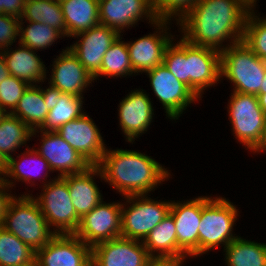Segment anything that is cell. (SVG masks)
<instances>
[{"label": "cell", "mask_w": 266, "mask_h": 266, "mask_svg": "<svg viewBox=\"0 0 266 266\" xmlns=\"http://www.w3.org/2000/svg\"><path fill=\"white\" fill-rule=\"evenodd\" d=\"M251 9L244 0H199L177 25L189 43L221 52L225 40L230 46L242 41Z\"/></svg>", "instance_id": "obj_1"}, {"label": "cell", "mask_w": 266, "mask_h": 266, "mask_svg": "<svg viewBox=\"0 0 266 266\" xmlns=\"http://www.w3.org/2000/svg\"><path fill=\"white\" fill-rule=\"evenodd\" d=\"M101 179L113 185L122 196L151 192L170 177V173L150 156L131 150L106 149L96 165Z\"/></svg>", "instance_id": "obj_2"}, {"label": "cell", "mask_w": 266, "mask_h": 266, "mask_svg": "<svg viewBox=\"0 0 266 266\" xmlns=\"http://www.w3.org/2000/svg\"><path fill=\"white\" fill-rule=\"evenodd\" d=\"M1 226L35 251L43 248L56 235L50 230L35 197L29 194L14 196Z\"/></svg>", "instance_id": "obj_3"}, {"label": "cell", "mask_w": 266, "mask_h": 266, "mask_svg": "<svg viewBox=\"0 0 266 266\" xmlns=\"http://www.w3.org/2000/svg\"><path fill=\"white\" fill-rule=\"evenodd\" d=\"M220 77L233 83V91L258 95L266 74V61L259 58L244 42L227 45L220 52Z\"/></svg>", "instance_id": "obj_4"}, {"label": "cell", "mask_w": 266, "mask_h": 266, "mask_svg": "<svg viewBox=\"0 0 266 266\" xmlns=\"http://www.w3.org/2000/svg\"><path fill=\"white\" fill-rule=\"evenodd\" d=\"M238 209L223 197H202V215L198 227V256L220 246L225 247L238 236L233 235Z\"/></svg>", "instance_id": "obj_5"}, {"label": "cell", "mask_w": 266, "mask_h": 266, "mask_svg": "<svg viewBox=\"0 0 266 266\" xmlns=\"http://www.w3.org/2000/svg\"><path fill=\"white\" fill-rule=\"evenodd\" d=\"M228 114L236 139L253 152L265 151L266 116L256 95L233 91Z\"/></svg>", "instance_id": "obj_6"}, {"label": "cell", "mask_w": 266, "mask_h": 266, "mask_svg": "<svg viewBox=\"0 0 266 266\" xmlns=\"http://www.w3.org/2000/svg\"><path fill=\"white\" fill-rule=\"evenodd\" d=\"M43 193L35 200L46 218L47 224L56 234H74L81 218L77 215L69 195V188L63 177L55 176L43 182Z\"/></svg>", "instance_id": "obj_7"}, {"label": "cell", "mask_w": 266, "mask_h": 266, "mask_svg": "<svg viewBox=\"0 0 266 266\" xmlns=\"http://www.w3.org/2000/svg\"><path fill=\"white\" fill-rule=\"evenodd\" d=\"M130 206L121 209V237L144 241L169 213L171 202L151 199L146 194L124 196ZM132 203V204H131Z\"/></svg>", "instance_id": "obj_8"}, {"label": "cell", "mask_w": 266, "mask_h": 266, "mask_svg": "<svg viewBox=\"0 0 266 266\" xmlns=\"http://www.w3.org/2000/svg\"><path fill=\"white\" fill-rule=\"evenodd\" d=\"M121 209V202L101 201L81 218L74 234L91 248L100 242L121 237Z\"/></svg>", "instance_id": "obj_9"}, {"label": "cell", "mask_w": 266, "mask_h": 266, "mask_svg": "<svg viewBox=\"0 0 266 266\" xmlns=\"http://www.w3.org/2000/svg\"><path fill=\"white\" fill-rule=\"evenodd\" d=\"M150 78L155 96L164 106L166 116L177 120L189 104L199 97L184 83L179 81L164 64L146 72Z\"/></svg>", "instance_id": "obj_10"}, {"label": "cell", "mask_w": 266, "mask_h": 266, "mask_svg": "<svg viewBox=\"0 0 266 266\" xmlns=\"http://www.w3.org/2000/svg\"><path fill=\"white\" fill-rule=\"evenodd\" d=\"M36 266H91V247L75 234H56L36 251Z\"/></svg>", "instance_id": "obj_11"}, {"label": "cell", "mask_w": 266, "mask_h": 266, "mask_svg": "<svg viewBox=\"0 0 266 266\" xmlns=\"http://www.w3.org/2000/svg\"><path fill=\"white\" fill-rule=\"evenodd\" d=\"M56 133L91 166H96L106 152L100 131L87 113L63 124Z\"/></svg>", "instance_id": "obj_12"}, {"label": "cell", "mask_w": 266, "mask_h": 266, "mask_svg": "<svg viewBox=\"0 0 266 266\" xmlns=\"http://www.w3.org/2000/svg\"><path fill=\"white\" fill-rule=\"evenodd\" d=\"M187 86L201 98L206 88L220 80V51L186 41Z\"/></svg>", "instance_id": "obj_13"}, {"label": "cell", "mask_w": 266, "mask_h": 266, "mask_svg": "<svg viewBox=\"0 0 266 266\" xmlns=\"http://www.w3.org/2000/svg\"><path fill=\"white\" fill-rule=\"evenodd\" d=\"M143 16L153 26L158 20L152 0H99L100 24L115 29L120 35L124 28L135 26Z\"/></svg>", "instance_id": "obj_14"}, {"label": "cell", "mask_w": 266, "mask_h": 266, "mask_svg": "<svg viewBox=\"0 0 266 266\" xmlns=\"http://www.w3.org/2000/svg\"><path fill=\"white\" fill-rule=\"evenodd\" d=\"M120 36L115 29L99 24L74 35L80 40L68 48L94 78L100 72L104 54Z\"/></svg>", "instance_id": "obj_15"}, {"label": "cell", "mask_w": 266, "mask_h": 266, "mask_svg": "<svg viewBox=\"0 0 266 266\" xmlns=\"http://www.w3.org/2000/svg\"><path fill=\"white\" fill-rule=\"evenodd\" d=\"M150 255L143 242L118 237L91 248V266H145Z\"/></svg>", "instance_id": "obj_16"}, {"label": "cell", "mask_w": 266, "mask_h": 266, "mask_svg": "<svg viewBox=\"0 0 266 266\" xmlns=\"http://www.w3.org/2000/svg\"><path fill=\"white\" fill-rule=\"evenodd\" d=\"M168 22L157 20L154 24L155 29L159 30L156 31L157 34L154 32V34L144 35L134 42H126L135 74L146 73L163 64L165 49L174 39L173 35H170L172 38L168 35Z\"/></svg>", "instance_id": "obj_17"}, {"label": "cell", "mask_w": 266, "mask_h": 266, "mask_svg": "<svg viewBox=\"0 0 266 266\" xmlns=\"http://www.w3.org/2000/svg\"><path fill=\"white\" fill-rule=\"evenodd\" d=\"M36 132H41V146L37 150L48 163L53 171H59V177L70 174L84 172L91 166L79 153L74 150L58 133L34 130L32 137Z\"/></svg>", "instance_id": "obj_18"}, {"label": "cell", "mask_w": 266, "mask_h": 266, "mask_svg": "<svg viewBox=\"0 0 266 266\" xmlns=\"http://www.w3.org/2000/svg\"><path fill=\"white\" fill-rule=\"evenodd\" d=\"M169 213L174 219L178 246L188 257H197L198 227L202 215V196L183 203L171 201Z\"/></svg>", "instance_id": "obj_19"}, {"label": "cell", "mask_w": 266, "mask_h": 266, "mask_svg": "<svg viewBox=\"0 0 266 266\" xmlns=\"http://www.w3.org/2000/svg\"><path fill=\"white\" fill-rule=\"evenodd\" d=\"M62 50L52 65L49 84L62 93L83 97L85 88L94 82V78L68 47Z\"/></svg>", "instance_id": "obj_20"}, {"label": "cell", "mask_w": 266, "mask_h": 266, "mask_svg": "<svg viewBox=\"0 0 266 266\" xmlns=\"http://www.w3.org/2000/svg\"><path fill=\"white\" fill-rule=\"evenodd\" d=\"M143 90H134L129 93L119 104V125L132 143L135 138L147 131L154 117L151 99Z\"/></svg>", "instance_id": "obj_21"}, {"label": "cell", "mask_w": 266, "mask_h": 266, "mask_svg": "<svg viewBox=\"0 0 266 266\" xmlns=\"http://www.w3.org/2000/svg\"><path fill=\"white\" fill-rule=\"evenodd\" d=\"M96 175L102 176L99 168L89 166L84 172L63 176L67 182L74 209L80 218L103 201L102 194L93 180Z\"/></svg>", "instance_id": "obj_22"}, {"label": "cell", "mask_w": 266, "mask_h": 266, "mask_svg": "<svg viewBox=\"0 0 266 266\" xmlns=\"http://www.w3.org/2000/svg\"><path fill=\"white\" fill-rule=\"evenodd\" d=\"M19 46L15 50L8 47L2 51L10 75L25 81L29 85L44 82L47 70L40 56L38 57L35 50L29 47L22 44H19Z\"/></svg>", "instance_id": "obj_23"}, {"label": "cell", "mask_w": 266, "mask_h": 266, "mask_svg": "<svg viewBox=\"0 0 266 266\" xmlns=\"http://www.w3.org/2000/svg\"><path fill=\"white\" fill-rule=\"evenodd\" d=\"M60 5L67 37H73L100 24L99 0H62Z\"/></svg>", "instance_id": "obj_24"}, {"label": "cell", "mask_w": 266, "mask_h": 266, "mask_svg": "<svg viewBox=\"0 0 266 266\" xmlns=\"http://www.w3.org/2000/svg\"><path fill=\"white\" fill-rule=\"evenodd\" d=\"M143 245L150 256H187L178 246L176 227L170 213L150 231Z\"/></svg>", "instance_id": "obj_25"}, {"label": "cell", "mask_w": 266, "mask_h": 266, "mask_svg": "<svg viewBox=\"0 0 266 266\" xmlns=\"http://www.w3.org/2000/svg\"><path fill=\"white\" fill-rule=\"evenodd\" d=\"M48 112L49 109L43 98V87L30 85L11 114L20 118L34 131L44 125Z\"/></svg>", "instance_id": "obj_26"}, {"label": "cell", "mask_w": 266, "mask_h": 266, "mask_svg": "<svg viewBox=\"0 0 266 266\" xmlns=\"http://www.w3.org/2000/svg\"><path fill=\"white\" fill-rule=\"evenodd\" d=\"M228 266H266V243L237 237L224 249Z\"/></svg>", "instance_id": "obj_27"}, {"label": "cell", "mask_w": 266, "mask_h": 266, "mask_svg": "<svg viewBox=\"0 0 266 266\" xmlns=\"http://www.w3.org/2000/svg\"><path fill=\"white\" fill-rule=\"evenodd\" d=\"M46 24L66 36V24L60 2L55 0H27L20 20Z\"/></svg>", "instance_id": "obj_28"}, {"label": "cell", "mask_w": 266, "mask_h": 266, "mask_svg": "<svg viewBox=\"0 0 266 266\" xmlns=\"http://www.w3.org/2000/svg\"><path fill=\"white\" fill-rule=\"evenodd\" d=\"M36 251L0 226V266H36Z\"/></svg>", "instance_id": "obj_29"}, {"label": "cell", "mask_w": 266, "mask_h": 266, "mask_svg": "<svg viewBox=\"0 0 266 266\" xmlns=\"http://www.w3.org/2000/svg\"><path fill=\"white\" fill-rule=\"evenodd\" d=\"M32 130L18 117L7 113L0 121V154L7 161L16 151L31 139Z\"/></svg>", "instance_id": "obj_30"}, {"label": "cell", "mask_w": 266, "mask_h": 266, "mask_svg": "<svg viewBox=\"0 0 266 266\" xmlns=\"http://www.w3.org/2000/svg\"><path fill=\"white\" fill-rule=\"evenodd\" d=\"M83 98L84 97L62 93L56 106L49 110L46 121L39 130L55 132L63 124L80 118L86 113L82 109Z\"/></svg>", "instance_id": "obj_31"}, {"label": "cell", "mask_w": 266, "mask_h": 266, "mask_svg": "<svg viewBox=\"0 0 266 266\" xmlns=\"http://www.w3.org/2000/svg\"><path fill=\"white\" fill-rule=\"evenodd\" d=\"M121 39L122 37L116 39L104 54L100 72L94 77V80H97L98 76L100 77L101 75L126 77L135 73L130 62L127 44Z\"/></svg>", "instance_id": "obj_32"}, {"label": "cell", "mask_w": 266, "mask_h": 266, "mask_svg": "<svg viewBox=\"0 0 266 266\" xmlns=\"http://www.w3.org/2000/svg\"><path fill=\"white\" fill-rule=\"evenodd\" d=\"M20 155L21 156L23 155L22 161H20L21 158L18 159L19 161L15 160V158L13 156L7 160L6 172H5L4 176L2 177V179L9 177V178H13L14 181L15 180L16 181L17 180L22 181V182L25 181V183L27 182V184H28V182L32 183L30 185V186H32V185H34V181H31V180L34 177H36L37 174H39L38 169H39V171H40V168L47 170L46 171L47 173H45L44 174L45 176H43L45 178L48 177V171H50V172L52 171L50 166H49V163L39 153H37L34 148L33 149L29 148V149H27L26 152H24ZM25 160L28 161L27 163H29V161L30 162L33 161L34 165H32L33 163H30L29 165L34 166V168L33 167L30 168V166H29V170L26 171L24 169L25 167H23V166H25V164H24ZM35 161H37V163ZM38 167H40V168H38ZM35 168L36 169L38 168V169L36 170ZM34 175H36V176H34ZM32 176H34V177H32Z\"/></svg>", "instance_id": "obj_33"}, {"label": "cell", "mask_w": 266, "mask_h": 266, "mask_svg": "<svg viewBox=\"0 0 266 266\" xmlns=\"http://www.w3.org/2000/svg\"><path fill=\"white\" fill-rule=\"evenodd\" d=\"M29 22L24 29L23 20L19 22V44L29 47L32 50L46 49L53 45L57 39L65 37L60 31L42 23ZM21 33V34H20Z\"/></svg>", "instance_id": "obj_34"}, {"label": "cell", "mask_w": 266, "mask_h": 266, "mask_svg": "<svg viewBox=\"0 0 266 266\" xmlns=\"http://www.w3.org/2000/svg\"><path fill=\"white\" fill-rule=\"evenodd\" d=\"M253 11L247 16L242 42L266 61V18L260 19Z\"/></svg>", "instance_id": "obj_35"}, {"label": "cell", "mask_w": 266, "mask_h": 266, "mask_svg": "<svg viewBox=\"0 0 266 266\" xmlns=\"http://www.w3.org/2000/svg\"><path fill=\"white\" fill-rule=\"evenodd\" d=\"M172 42L165 49L163 64L179 81L187 85L186 40L182 37L177 44Z\"/></svg>", "instance_id": "obj_36"}, {"label": "cell", "mask_w": 266, "mask_h": 266, "mask_svg": "<svg viewBox=\"0 0 266 266\" xmlns=\"http://www.w3.org/2000/svg\"><path fill=\"white\" fill-rule=\"evenodd\" d=\"M199 0H152L155 15L158 20L171 21L174 17L177 23L181 21ZM177 17V19H176Z\"/></svg>", "instance_id": "obj_37"}, {"label": "cell", "mask_w": 266, "mask_h": 266, "mask_svg": "<svg viewBox=\"0 0 266 266\" xmlns=\"http://www.w3.org/2000/svg\"><path fill=\"white\" fill-rule=\"evenodd\" d=\"M30 85L15 76L10 75L0 83V106L11 113L17 106L18 101ZM7 108V109H6Z\"/></svg>", "instance_id": "obj_38"}, {"label": "cell", "mask_w": 266, "mask_h": 266, "mask_svg": "<svg viewBox=\"0 0 266 266\" xmlns=\"http://www.w3.org/2000/svg\"><path fill=\"white\" fill-rule=\"evenodd\" d=\"M19 22L20 18L0 14V52L11 47L19 36Z\"/></svg>", "instance_id": "obj_39"}, {"label": "cell", "mask_w": 266, "mask_h": 266, "mask_svg": "<svg viewBox=\"0 0 266 266\" xmlns=\"http://www.w3.org/2000/svg\"><path fill=\"white\" fill-rule=\"evenodd\" d=\"M13 183H14L13 180H9L7 178L0 180V226L2 225L4 221V217L6 215L9 203L14 198L13 195H11L10 193H7L9 191V188L10 187L12 188V186H14Z\"/></svg>", "instance_id": "obj_40"}, {"label": "cell", "mask_w": 266, "mask_h": 266, "mask_svg": "<svg viewBox=\"0 0 266 266\" xmlns=\"http://www.w3.org/2000/svg\"><path fill=\"white\" fill-rule=\"evenodd\" d=\"M26 0H0V14L20 18L23 14Z\"/></svg>", "instance_id": "obj_41"}, {"label": "cell", "mask_w": 266, "mask_h": 266, "mask_svg": "<svg viewBox=\"0 0 266 266\" xmlns=\"http://www.w3.org/2000/svg\"><path fill=\"white\" fill-rule=\"evenodd\" d=\"M187 256H150L145 266H182Z\"/></svg>", "instance_id": "obj_42"}, {"label": "cell", "mask_w": 266, "mask_h": 266, "mask_svg": "<svg viewBox=\"0 0 266 266\" xmlns=\"http://www.w3.org/2000/svg\"><path fill=\"white\" fill-rule=\"evenodd\" d=\"M61 94L62 92L59 89L51 85L46 90L43 89V98L49 110L56 106Z\"/></svg>", "instance_id": "obj_43"}, {"label": "cell", "mask_w": 266, "mask_h": 266, "mask_svg": "<svg viewBox=\"0 0 266 266\" xmlns=\"http://www.w3.org/2000/svg\"><path fill=\"white\" fill-rule=\"evenodd\" d=\"M10 76L2 51L0 52V83Z\"/></svg>", "instance_id": "obj_44"}, {"label": "cell", "mask_w": 266, "mask_h": 266, "mask_svg": "<svg viewBox=\"0 0 266 266\" xmlns=\"http://www.w3.org/2000/svg\"><path fill=\"white\" fill-rule=\"evenodd\" d=\"M258 101H259V106L263 110L265 116H266V93L265 94H258Z\"/></svg>", "instance_id": "obj_45"}, {"label": "cell", "mask_w": 266, "mask_h": 266, "mask_svg": "<svg viewBox=\"0 0 266 266\" xmlns=\"http://www.w3.org/2000/svg\"><path fill=\"white\" fill-rule=\"evenodd\" d=\"M6 160L4 157L0 154V178L2 179V176H4L6 172Z\"/></svg>", "instance_id": "obj_46"}, {"label": "cell", "mask_w": 266, "mask_h": 266, "mask_svg": "<svg viewBox=\"0 0 266 266\" xmlns=\"http://www.w3.org/2000/svg\"><path fill=\"white\" fill-rule=\"evenodd\" d=\"M266 93V74L264 76V79H263V82H262V85L260 87V92L259 94H265Z\"/></svg>", "instance_id": "obj_47"}, {"label": "cell", "mask_w": 266, "mask_h": 266, "mask_svg": "<svg viewBox=\"0 0 266 266\" xmlns=\"http://www.w3.org/2000/svg\"><path fill=\"white\" fill-rule=\"evenodd\" d=\"M249 6H251L252 8H255L256 2L257 0H244Z\"/></svg>", "instance_id": "obj_48"}, {"label": "cell", "mask_w": 266, "mask_h": 266, "mask_svg": "<svg viewBox=\"0 0 266 266\" xmlns=\"http://www.w3.org/2000/svg\"><path fill=\"white\" fill-rule=\"evenodd\" d=\"M8 112H6L1 106H0V121L2 120V118L7 114Z\"/></svg>", "instance_id": "obj_49"}]
</instances>
